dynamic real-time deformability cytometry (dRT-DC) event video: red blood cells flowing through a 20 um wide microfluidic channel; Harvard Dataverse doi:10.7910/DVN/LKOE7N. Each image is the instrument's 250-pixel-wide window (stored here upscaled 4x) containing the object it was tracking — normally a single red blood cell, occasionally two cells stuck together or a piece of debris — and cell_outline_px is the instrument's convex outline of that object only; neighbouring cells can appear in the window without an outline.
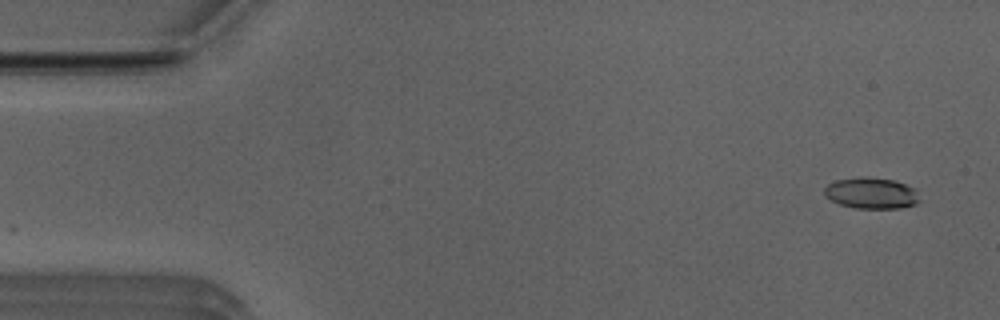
{"species": "Egyptian fruit bat (a non-hibernating species)", "species_latin": "Rousettus aegyptiacus", "temperature_condition": "room temperature", "stored_images_in_passage": 50, "camera_frame_rate_fps": 3000, "um_per_image_px": 0.085, "animal": {"sex": "male"}, "frame": {"image": 1, "passage_image": 3, "time_ms": 0.667, "image_size_px": [1000, 320], "cell_outline_px": [[920, 200], [916, 204], [900, 208], [856, 208], [840, 204], [824, 196], [824, 188], [828, 184], [836, 180], [860, 176], [864, 176], [896, 180], [916, 188]], "centroid_in_image_um": [74.09, 16.4], "position_along_channel_um": 10.9, "area_um2": 17.51}}
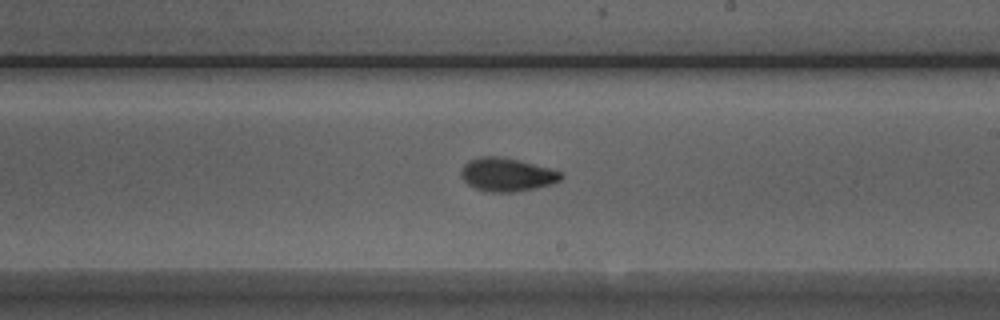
{"frame": {"image": 2, "passage_image": 30, "time_ms": 9.667, "image_size_px": [1000, 320], "cell_outline_px": [[564, 176], [560, 180], [552, 184], [512, 192], [488, 192], [476, 188], [468, 184], [460, 176], [460, 168], [468, 160], [480, 156], [500, 156], [548, 168], [560, 172]], "centroid_in_image_um": [43.02, 14.84], "position_along_channel_um": 246.0, "area_um2": 19.25}}
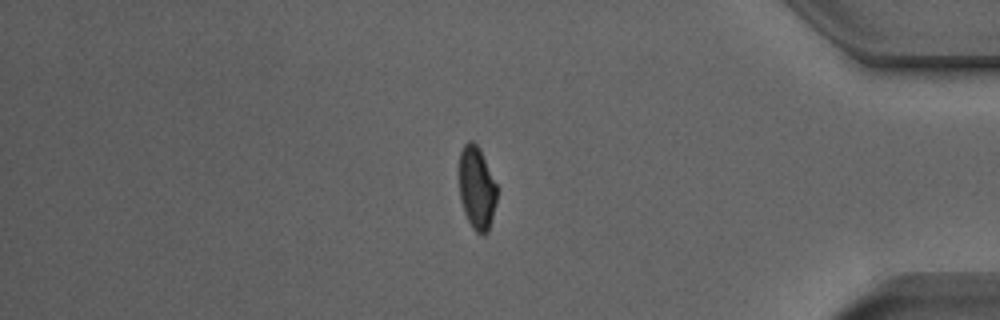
{"frame": {"image": 3, "passage_image": 44, "time_ms": 14.333, "image_size_px": [1000, 320], "cell_outline_px": [[496, 200], [488, 232], [484, 236], [476, 232], [472, 228], [464, 212], [460, 200], [460, 152], [464, 144], [468, 140], [472, 140], [480, 148], [496, 184]], "centroid_in_image_um": [40.52, 15.98], "position_along_channel_um": 394.7, "area_um2": 18.15}, "authors_computed_cell_mechanics": {"area_um2": 18.8428, "velocity_mm_per_s": 3.9265, "shape_relaxation_time_tau1_ms": 3.8018, "shape_relaxation_time_tau2_ms": 1.8912, "deformation_change_tau1": 0.142, "deformation_change_tau2": 0.0609}}